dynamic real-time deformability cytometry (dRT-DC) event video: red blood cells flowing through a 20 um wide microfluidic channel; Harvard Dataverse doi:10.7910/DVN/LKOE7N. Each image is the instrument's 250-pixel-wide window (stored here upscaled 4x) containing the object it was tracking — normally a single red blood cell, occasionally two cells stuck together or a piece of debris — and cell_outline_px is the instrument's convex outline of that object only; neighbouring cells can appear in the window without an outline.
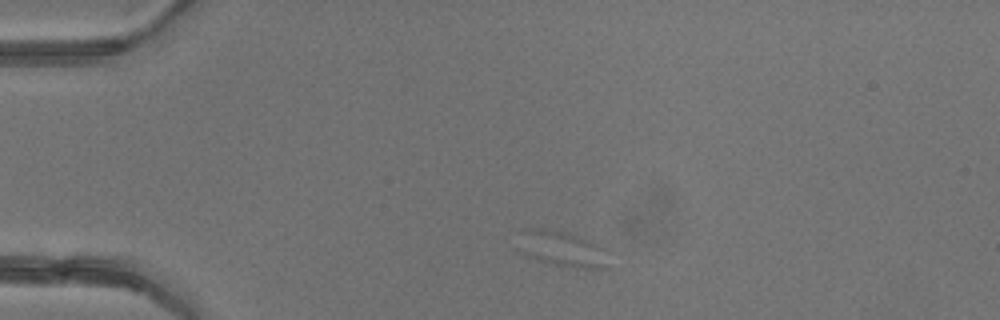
{"species": "common noctule bat (a hibernating species)", "species_latin": "Nyctalus noctula", "temperature_condition": "warm", "stored_images_in_passage": 2, "camera_frame_rate_fps": 3000, "um_per_image_px": 0.085, "animal": {"sex": "female"}, "frame": {"image": 1, "passage_image": 1, "time_ms": 0.0, "image_size_px": [1000, 320], "cell_outline_px": [[608, 268], [572, 268], [552, 264], [536, 260], [524, 256], [516, 248], [528, 232], [532, 228], [540, 228], [564, 232], [588, 240], [596, 244], [600, 248]], "centroid_in_image_um": [47.72, 21.2], "position_along_channel_um": 37.3, "area_um2": 17.92}}